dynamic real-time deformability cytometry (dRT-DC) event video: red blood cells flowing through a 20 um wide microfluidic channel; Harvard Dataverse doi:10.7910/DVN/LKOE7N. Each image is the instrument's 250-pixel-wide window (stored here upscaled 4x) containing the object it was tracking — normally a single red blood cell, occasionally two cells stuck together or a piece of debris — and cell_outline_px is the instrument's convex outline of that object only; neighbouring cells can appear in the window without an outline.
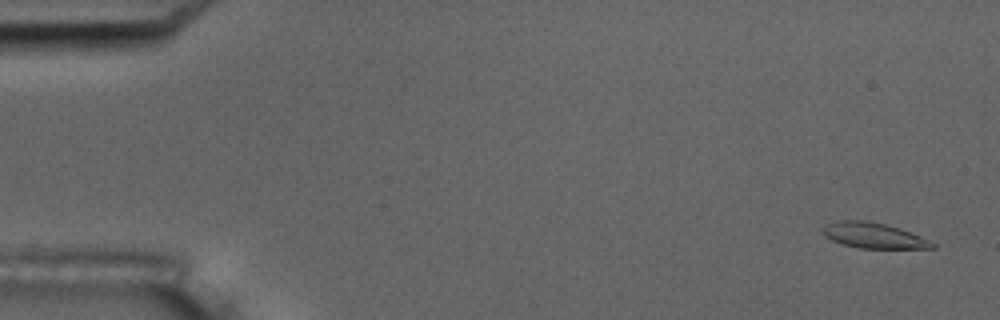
{"species": "common noctule bat (a hibernating species)", "species_latin": "Nyctalus noctula", "temperature_condition": "room temperature", "stored_images_in_passage": 16, "camera_frame_rate_fps": 3000, "um_per_image_px": 0.085, "animal": {"sex": "male", "body_mass_g": 17.5, "forearm_length_mm": 52.3}, "frame": {"image": 1, "passage_image": 1, "time_ms": 0.0, "image_size_px": [1000, 320], "cell_outline_px": [[936, 248], [860, 248], [844, 244], [832, 240], [824, 236], [820, 232], [820, 228], [836, 220], [868, 220], [900, 228], [920, 236], [936, 244]], "centroid_in_image_um": [74.21, 20.0], "position_along_channel_um": 10.8, "area_um2": 16.3}}
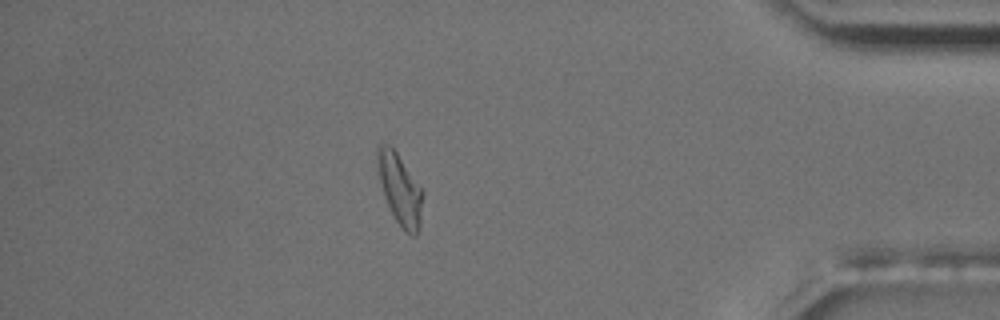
{"frame": {"image": 2, "passage_image": 14, "time_ms": 16.0, "image_size_px": [1000, 320], "cell_outline_px": [[424, 192], [420, 224], [416, 236], [412, 236], [404, 232], [396, 220], [384, 196], [380, 180], [376, 160], [376, 148], [380, 144], [388, 144], [396, 152]], "centroid_in_image_um": [34.0, 16.1], "position_along_channel_um": 401.2, "area_um2": 18.55}, "authors_computed_cell_mechanics": {"area_um2": 16.9354, "velocity_mm_per_s": 3.5161, "shape_relaxation_time_tau1_ms": 9.5536, "shape_relaxation_time_tau2_ms": 5.6705, "deformation_change_tau1": 0.2989, "deformation_change_tau2": 0.1527}}